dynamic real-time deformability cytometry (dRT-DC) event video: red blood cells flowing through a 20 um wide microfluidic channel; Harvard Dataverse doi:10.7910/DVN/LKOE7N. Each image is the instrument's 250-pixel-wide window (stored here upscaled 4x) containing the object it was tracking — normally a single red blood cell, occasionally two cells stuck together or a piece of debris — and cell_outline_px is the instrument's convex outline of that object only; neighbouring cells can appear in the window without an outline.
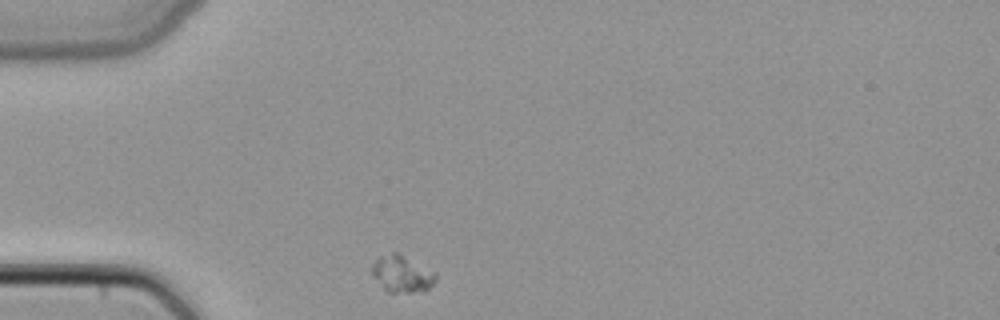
{"species": "common noctule bat (a hibernating species)", "species_latin": "Nyctalus noctula", "temperature_condition": "cold", "stored_images_in_passage": 29, "camera_frame_rate_fps": 3000, "um_per_image_px": 0.085, "animal": {"sex": "female", "body_mass_g": 22.7, "forearm_length_mm": 54.2}, "frame": {"image": 1, "passage_image": 1, "time_ms": 0.0, "image_size_px": [1000, 320], "cell_outline_px": [[436, 280], [424, 292], [388, 292], [384, 288], [372, 272], [372, 264], [380, 256], [392, 252], [396, 252], [432, 272], [436, 276]], "centroid_in_image_um": [34.15, 23.3], "position_along_channel_um": 50.8, "area_um2": 13.01}}
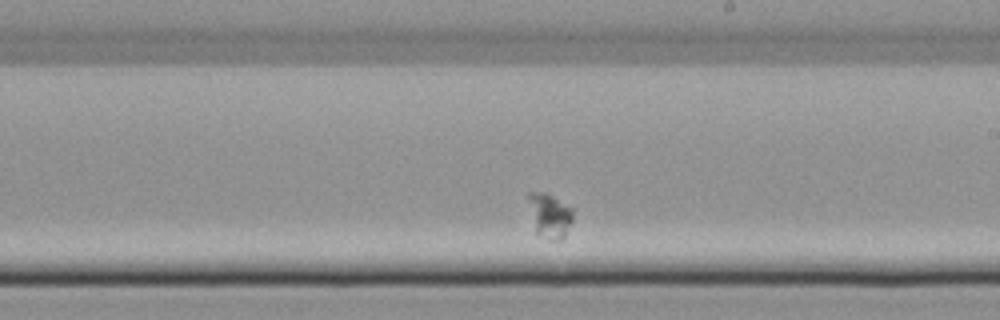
{"frame": {"image": 2, "passage_image": 17, "time_ms": 5.333, "image_size_px": [1000, 320], "cell_outline_px": [[572, 220], [564, 236], [560, 240], [552, 240], [536, 232], [528, 196], [528, 192], [544, 192], [552, 196], [572, 208]], "centroid_in_image_um": [46.74, 18.3], "position_along_channel_um": 242.3, "area_um2": 10.98}}
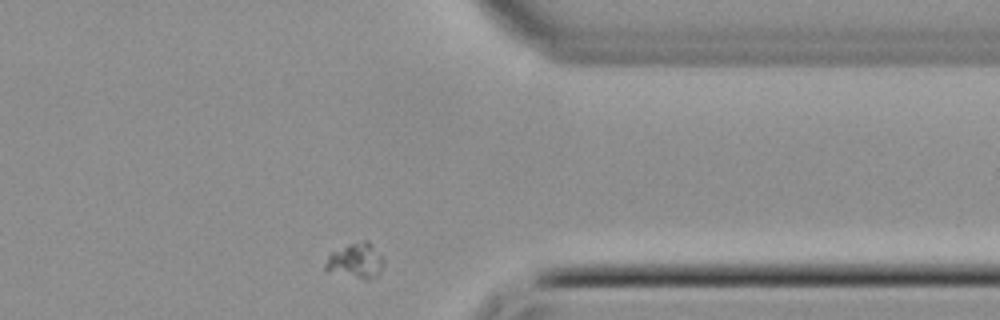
{"frame": {"image": 3, "passage_image": 28, "time_ms": 9.0, "image_size_px": [1000, 320], "cell_outline_px": [[384, 264], [380, 272], [376, 276], [368, 280], [364, 280], [324, 272], [324, 264], [328, 256], [332, 252], [348, 244], [364, 240], [368, 240], [384, 256]], "centroid_in_image_um": [30.23, 22.19], "position_along_channel_um": 381.2, "area_um2": 12.48}}